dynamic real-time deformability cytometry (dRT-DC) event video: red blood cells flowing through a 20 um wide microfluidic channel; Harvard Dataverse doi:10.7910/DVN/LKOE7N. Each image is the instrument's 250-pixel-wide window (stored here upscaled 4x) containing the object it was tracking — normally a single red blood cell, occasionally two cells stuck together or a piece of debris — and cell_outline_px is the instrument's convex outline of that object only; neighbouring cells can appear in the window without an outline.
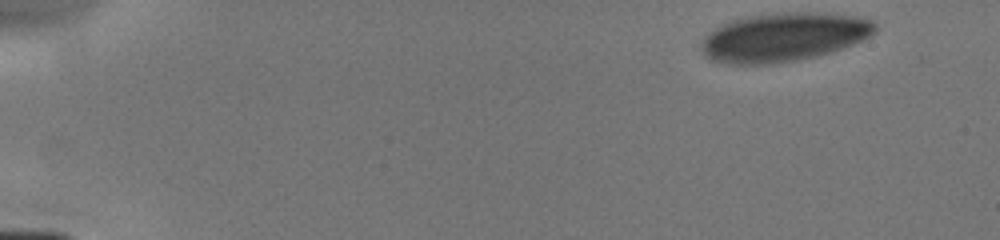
{"species": "human", "species_latin": "Homo sapiens", "temperature_condition": "cold", "stored_images_in_passage": 8, "camera_frame_rate_fps": 3000, "um_per_image_px": 0.085, "donor": {"sex": "male"}, "frame": {"image": 1, "passage_image": 1, "time_ms": 0.0, "image_size_px": [1000, 240], "cell_outline_px": [[876, 32], [852, 44], [832, 52], [816, 56], [796, 60], [768, 64], [724, 64], [712, 60], [704, 56], [700, 48], [700, 44], [704, 36], [716, 28], [732, 20], [752, 16], [788, 12], [816, 12], [856, 16], [872, 20], [876, 24]], "centroid_in_image_um": [66.6, 3.16], "position_along_channel_um": 18.4, "area_um2": 49.13}}
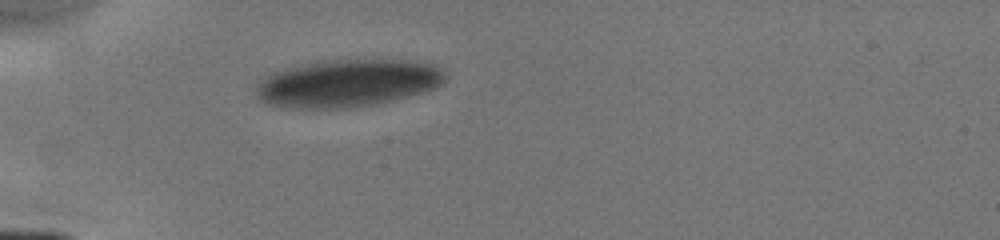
{"frame": {"image": 2, "passage_image": 5, "time_ms": 3.667, "image_size_px": [1000, 240], "cell_outline_px": [[448, 76], [444, 84], [408, 96], [376, 104], [348, 108], [284, 108], [268, 104], [260, 100], [256, 96], [256, 88], [260, 80], [272, 72], [300, 64], [324, 60], [380, 56], [412, 60], [436, 64]], "centroid_in_image_um": [29.59, 7.02], "position_along_channel_um": 55.4, "area_um2": 53.99}}